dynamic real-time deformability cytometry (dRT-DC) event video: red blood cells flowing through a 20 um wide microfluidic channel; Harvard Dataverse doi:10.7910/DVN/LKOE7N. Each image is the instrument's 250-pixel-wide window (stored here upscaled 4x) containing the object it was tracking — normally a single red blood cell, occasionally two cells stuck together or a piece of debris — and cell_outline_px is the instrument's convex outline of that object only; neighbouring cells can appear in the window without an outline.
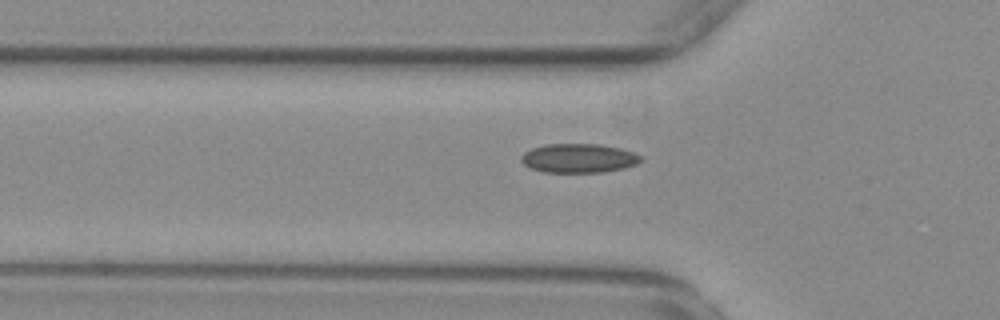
{"species": "common noctule bat (a hibernating species)", "species_latin": "Nyctalus noctula", "temperature_condition": "warm", "stored_images_in_passage": 35, "camera_frame_rate_fps": 3000, "um_per_image_px": 0.085, "animal": {"sex": "female", "body_mass_g": 29.2, "forearm_length_mm": 56.3}, "frame": {"image": 1, "passage_image": 4, "time_ms": 1.0, "image_size_px": [1000, 320], "cell_outline_px": [[644, 160], [636, 164], [624, 168], [604, 172], [544, 172], [532, 168], [524, 164], [520, 160], [520, 156], [524, 152], [532, 148], [544, 144], [600, 144], [620, 148], [644, 156]], "centroid_in_image_um": [49.21, 13.44], "position_along_channel_um": 76.6, "area_um2": 20.4}}
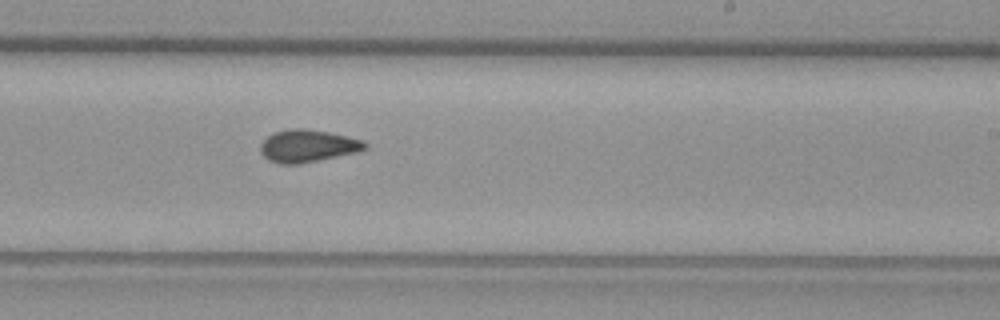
{"frame": {"image": 2, "passage_image": 19, "time_ms": 6.0, "image_size_px": [1000, 320], "cell_outline_px": [[368, 148], [356, 152], [300, 164], [280, 164], [268, 160], [260, 152], [260, 144], [272, 132], [292, 128], [304, 128], [328, 132], [348, 136], [364, 140], [368, 144]], "centroid_in_image_um": [26.15, 12.4], "position_along_channel_um": 262.8, "area_um2": 19.88}}
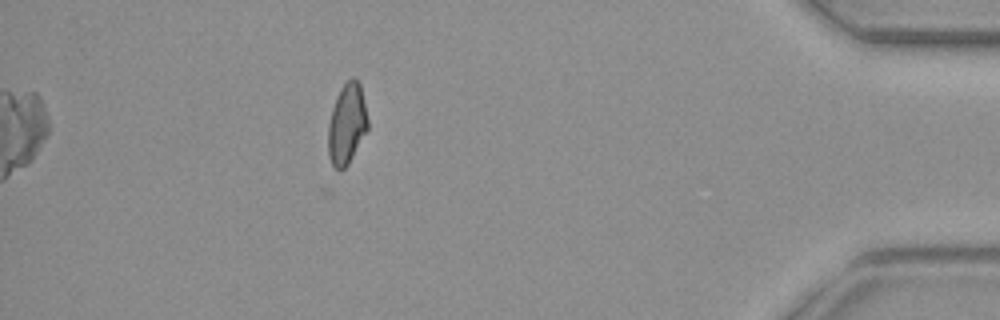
{"frame": {"image": 3, "passage_image": 35, "time_ms": 11.333, "image_size_px": [1000, 320], "cell_outline_px": [[368, 128], [348, 164], [344, 168], [336, 168], [332, 164], [328, 156], [328, 124], [332, 108], [336, 96], [340, 88], [352, 76], [360, 84], [368, 120]], "centroid_in_image_um": [29.47, 10.52], "position_along_channel_um": 405.7, "area_um2": 18.44}, "authors_computed_cell_mechanics": {"area_um2": 19.2474, "velocity_mm_per_s": 3.7169, "shape_relaxation_time_tau1_ms": null, "shape_relaxation_time_tau2_ms": 2.3252, "deformation_change_tau1": null, "deformation_change_tau2": 0.0761}}